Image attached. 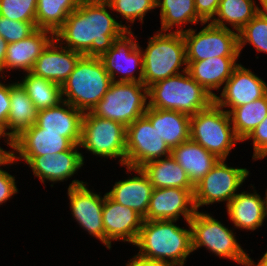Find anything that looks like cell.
<instances>
[{"mask_svg": "<svg viewBox=\"0 0 267 266\" xmlns=\"http://www.w3.org/2000/svg\"><path fill=\"white\" fill-rule=\"evenodd\" d=\"M262 4L263 9L260 12L267 18V0H259Z\"/></svg>", "mask_w": 267, "mask_h": 266, "instance_id": "7dc6e473", "label": "cell"}, {"mask_svg": "<svg viewBox=\"0 0 267 266\" xmlns=\"http://www.w3.org/2000/svg\"><path fill=\"white\" fill-rule=\"evenodd\" d=\"M110 9L119 12L125 19L134 23L138 18L143 23L144 15L156 8V0H106Z\"/></svg>", "mask_w": 267, "mask_h": 266, "instance_id": "d590c367", "label": "cell"}, {"mask_svg": "<svg viewBox=\"0 0 267 266\" xmlns=\"http://www.w3.org/2000/svg\"><path fill=\"white\" fill-rule=\"evenodd\" d=\"M229 114L234 133L243 142L267 116V94L234 108Z\"/></svg>", "mask_w": 267, "mask_h": 266, "instance_id": "4dcf8cb0", "label": "cell"}, {"mask_svg": "<svg viewBox=\"0 0 267 266\" xmlns=\"http://www.w3.org/2000/svg\"><path fill=\"white\" fill-rule=\"evenodd\" d=\"M143 82L112 81L103 98L91 110L97 117L120 122L125 127L144 116L149 103Z\"/></svg>", "mask_w": 267, "mask_h": 266, "instance_id": "52a82bcc", "label": "cell"}, {"mask_svg": "<svg viewBox=\"0 0 267 266\" xmlns=\"http://www.w3.org/2000/svg\"><path fill=\"white\" fill-rule=\"evenodd\" d=\"M230 114L215 102L190 118V139L213 153L227 159L230 150L240 140L231 125Z\"/></svg>", "mask_w": 267, "mask_h": 266, "instance_id": "8992f818", "label": "cell"}, {"mask_svg": "<svg viewBox=\"0 0 267 266\" xmlns=\"http://www.w3.org/2000/svg\"><path fill=\"white\" fill-rule=\"evenodd\" d=\"M7 47L8 43L0 36V73L1 71L4 72V61L6 57Z\"/></svg>", "mask_w": 267, "mask_h": 266, "instance_id": "f6af8a7d", "label": "cell"}, {"mask_svg": "<svg viewBox=\"0 0 267 266\" xmlns=\"http://www.w3.org/2000/svg\"><path fill=\"white\" fill-rule=\"evenodd\" d=\"M220 0H195L197 15L206 23L212 20L217 13ZM215 15V16H214Z\"/></svg>", "mask_w": 267, "mask_h": 266, "instance_id": "60d3db41", "label": "cell"}, {"mask_svg": "<svg viewBox=\"0 0 267 266\" xmlns=\"http://www.w3.org/2000/svg\"><path fill=\"white\" fill-rule=\"evenodd\" d=\"M253 140V159H263L267 156V116L245 139Z\"/></svg>", "mask_w": 267, "mask_h": 266, "instance_id": "f35d334b", "label": "cell"}, {"mask_svg": "<svg viewBox=\"0 0 267 266\" xmlns=\"http://www.w3.org/2000/svg\"><path fill=\"white\" fill-rule=\"evenodd\" d=\"M265 205H266V212H267V190H266V195H265Z\"/></svg>", "mask_w": 267, "mask_h": 266, "instance_id": "c3c4849f", "label": "cell"}, {"mask_svg": "<svg viewBox=\"0 0 267 266\" xmlns=\"http://www.w3.org/2000/svg\"><path fill=\"white\" fill-rule=\"evenodd\" d=\"M49 34L51 35L48 36ZM53 39V32L37 29L25 39L15 43H8L4 69H22L29 73L35 61Z\"/></svg>", "mask_w": 267, "mask_h": 266, "instance_id": "603a6c76", "label": "cell"}, {"mask_svg": "<svg viewBox=\"0 0 267 266\" xmlns=\"http://www.w3.org/2000/svg\"><path fill=\"white\" fill-rule=\"evenodd\" d=\"M13 160V151H5L3 148L0 147V166L14 164ZM0 170H2L0 168Z\"/></svg>", "mask_w": 267, "mask_h": 266, "instance_id": "ee69618b", "label": "cell"}, {"mask_svg": "<svg viewBox=\"0 0 267 266\" xmlns=\"http://www.w3.org/2000/svg\"><path fill=\"white\" fill-rule=\"evenodd\" d=\"M238 57H211L201 61H187V71L208 93L215 97L213 89H220L221 85L232 76L233 70L239 65Z\"/></svg>", "mask_w": 267, "mask_h": 266, "instance_id": "cb8c5ba5", "label": "cell"}, {"mask_svg": "<svg viewBox=\"0 0 267 266\" xmlns=\"http://www.w3.org/2000/svg\"><path fill=\"white\" fill-rule=\"evenodd\" d=\"M224 85L221 97L216 95L214 102L222 109L230 107V110H226L228 113L267 94V84L241 64L233 70Z\"/></svg>", "mask_w": 267, "mask_h": 266, "instance_id": "e0dca14e", "label": "cell"}, {"mask_svg": "<svg viewBox=\"0 0 267 266\" xmlns=\"http://www.w3.org/2000/svg\"><path fill=\"white\" fill-rule=\"evenodd\" d=\"M24 77L19 83L26 90L38 111L57 106L63 101L61 85L30 72Z\"/></svg>", "mask_w": 267, "mask_h": 266, "instance_id": "836d02e7", "label": "cell"}, {"mask_svg": "<svg viewBox=\"0 0 267 266\" xmlns=\"http://www.w3.org/2000/svg\"><path fill=\"white\" fill-rule=\"evenodd\" d=\"M74 144L63 133L43 132L33 124L12 141L13 152L19 156H41L69 150Z\"/></svg>", "mask_w": 267, "mask_h": 266, "instance_id": "44dd1931", "label": "cell"}, {"mask_svg": "<svg viewBox=\"0 0 267 266\" xmlns=\"http://www.w3.org/2000/svg\"><path fill=\"white\" fill-rule=\"evenodd\" d=\"M144 50L142 82L147 88L163 79L180 74V67L187 66L182 32L159 31L149 38Z\"/></svg>", "mask_w": 267, "mask_h": 266, "instance_id": "5b68a950", "label": "cell"}, {"mask_svg": "<svg viewBox=\"0 0 267 266\" xmlns=\"http://www.w3.org/2000/svg\"><path fill=\"white\" fill-rule=\"evenodd\" d=\"M81 0H37L36 27L55 33Z\"/></svg>", "mask_w": 267, "mask_h": 266, "instance_id": "1f68e13d", "label": "cell"}, {"mask_svg": "<svg viewBox=\"0 0 267 266\" xmlns=\"http://www.w3.org/2000/svg\"><path fill=\"white\" fill-rule=\"evenodd\" d=\"M1 78V77H0ZM10 111V84L0 82V133L5 137L6 124Z\"/></svg>", "mask_w": 267, "mask_h": 266, "instance_id": "ab89813d", "label": "cell"}, {"mask_svg": "<svg viewBox=\"0 0 267 266\" xmlns=\"http://www.w3.org/2000/svg\"><path fill=\"white\" fill-rule=\"evenodd\" d=\"M170 155L171 149L145 116L126 127V167L141 168Z\"/></svg>", "mask_w": 267, "mask_h": 266, "instance_id": "7c38bea8", "label": "cell"}, {"mask_svg": "<svg viewBox=\"0 0 267 266\" xmlns=\"http://www.w3.org/2000/svg\"><path fill=\"white\" fill-rule=\"evenodd\" d=\"M181 71L148 88L149 107L192 116L214 102V97L190 76L187 66Z\"/></svg>", "mask_w": 267, "mask_h": 266, "instance_id": "3957f363", "label": "cell"}, {"mask_svg": "<svg viewBox=\"0 0 267 266\" xmlns=\"http://www.w3.org/2000/svg\"><path fill=\"white\" fill-rule=\"evenodd\" d=\"M238 42L239 53L246 43L252 44L258 52L267 53V18L260 11L238 32Z\"/></svg>", "mask_w": 267, "mask_h": 266, "instance_id": "e575fe53", "label": "cell"}, {"mask_svg": "<svg viewBox=\"0 0 267 266\" xmlns=\"http://www.w3.org/2000/svg\"><path fill=\"white\" fill-rule=\"evenodd\" d=\"M37 0H0V15L16 21H36Z\"/></svg>", "mask_w": 267, "mask_h": 266, "instance_id": "8d00e7d4", "label": "cell"}, {"mask_svg": "<svg viewBox=\"0 0 267 266\" xmlns=\"http://www.w3.org/2000/svg\"><path fill=\"white\" fill-rule=\"evenodd\" d=\"M156 7L160 8L161 31L172 30L186 23L206 24L196 13L195 0H156Z\"/></svg>", "mask_w": 267, "mask_h": 266, "instance_id": "d6a6232c", "label": "cell"}, {"mask_svg": "<svg viewBox=\"0 0 267 266\" xmlns=\"http://www.w3.org/2000/svg\"><path fill=\"white\" fill-rule=\"evenodd\" d=\"M100 59L112 81L142 82L143 53L131 30H126L121 36L116 38L112 47ZM137 66L140 67L138 78L134 75L136 68H138ZM115 73L124 75L119 80H116Z\"/></svg>", "mask_w": 267, "mask_h": 266, "instance_id": "4fadbf2b", "label": "cell"}, {"mask_svg": "<svg viewBox=\"0 0 267 266\" xmlns=\"http://www.w3.org/2000/svg\"><path fill=\"white\" fill-rule=\"evenodd\" d=\"M247 266H267V251L262 256V258L258 261V264H255L254 261L250 257H248V264Z\"/></svg>", "mask_w": 267, "mask_h": 266, "instance_id": "bcb514c9", "label": "cell"}, {"mask_svg": "<svg viewBox=\"0 0 267 266\" xmlns=\"http://www.w3.org/2000/svg\"><path fill=\"white\" fill-rule=\"evenodd\" d=\"M260 11L252 0H220L217 10V17L211 20V24L228 28L225 22L229 23L237 33Z\"/></svg>", "mask_w": 267, "mask_h": 266, "instance_id": "f546056e", "label": "cell"}, {"mask_svg": "<svg viewBox=\"0 0 267 266\" xmlns=\"http://www.w3.org/2000/svg\"><path fill=\"white\" fill-rule=\"evenodd\" d=\"M102 218L105 246L111 248V240H122L135 244L144 218L132 208L123 206L104 195Z\"/></svg>", "mask_w": 267, "mask_h": 266, "instance_id": "2e32d148", "label": "cell"}, {"mask_svg": "<svg viewBox=\"0 0 267 266\" xmlns=\"http://www.w3.org/2000/svg\"><path fill=\"white\" fill-rule=\"evenodd\" d=\"M126 168L129 172L133 170L138 176L116 182L106 194L115 202L132 208L145 218L154 189L153 185L141 168Z\"/></svg>", "mask_w": 267, "mask_h": 266, "instance_id": "7402d4cb", "label": "cell"}, {"mask_svg": "<svg viewBox=\"0 0 267 266\" xmlns=\"http://www.w3.org/2000/svg\"><path fill=\"white\" fill-rule=\"evenodd\" d=\"M54 38L35 61L32 73L35 76L62 85L75 69L83 54L64 46L56 45Z\"/></svg>", "mask_w": 267, "mask_h": 266, "instance_id": "d6986e66", "label": "cell"}, {"mask_svg": "<svg viewBox=\"0 0 267 266\" xmlns=\"http://www.w3.org/2000/svg\"><path fill=\"white\" fill-rule=\"evenodd\" d=\"M141 169L148 176L153 188L189 189L194 194L195 186L172 155L164 157V159L150 161Z\"/></svg>", "mask_w": 267, "mask_h": 266, "instance_id": "f1b7e54d", "label": "cell"}, {"mask_svg": "<svg viewBox=\"0 0 267 266\" xmlns=\"http://www.w3.org/2000/svg\"><path fill=\"white\" fill-rule=\"evenodd\" d=\"M111 83L101 59L83 55L61 85L62 99L76 109L88 112L103 98Z\"/></svg>", "mask_w": 267, "mask_h": 266, "instance_id": "277c9868", "label": "cell"}, {"mask_svg": "<svg viewBox=\"0 0 267 266\" xmlns=\"http://www.w3.org/2000/svg\"><path fill=\"white\" fill-rule=\"evenodd\" d=\"M36 30V21H16L0 15V36L7 43L25 39Z\"/></svg>", "mask_w": 267, "mask_h": 266, "instance_id": "74e56055", "label": "cell"}, {"mask_svg": "<svg viewBox=\"0 0 267 266\" xmlns=\"http://www.w3.org/2000/svg\"><path fill=\"white\" fill-rule=\"evenodd\" d=\"M77 147L80 148L79 145H73L64 152L41 156H17L13 152V160L23 159L42 183H45V179L50 182L64 181L84 165V157Z\"/></svg>", "mask_w": 267, "mask_h": 266, "instance_id": "9a60e30c", "label": "cell"}, {"mask_svg": "<svg viewBox=\"0 0 267 266\" xmlns=\"http://www.w3.org/2000/svg\"><path fill=\"white\" fill-rule=\"evenodd\" d=\"M79 147L105 158L126 159V127L120 122L97 117L91 111L84 112Z\"/></svg>", "mask_w": 267, "mask_h": 266, "instance_id": "9c48e42d", "label": "cell"}, {"mask_svg": "<svg viewBox=\"0 0 267 266\" xmlns=\"http://www.w3.org/2000/svg\"><path fill=\"white\" fill-rule=\"evenodd\" d=\"M175 222L144 220L134 244L140 249L137 254L183 266L187 256L193 252L191 228H180Z\"/></svg>", "mask_w": 267, "mask_h": 266, "instance_id": "7a4b0ae2", "label": "cell"}, {"mask_svg": "<svg viewBox=\"0 0 267 266\" xmlns=\"http://www.w3.org/2000/svg\"><path fill=\"white\" fill-rule=\"evenodd\" d=\"M38 110L29 98L26 90L19 82L10 84V111L6 130L7 145L12 148V141L23 131L36 123Z\"/></svg>", "mask_w": 267, "mask_h": 266, "instance_id": "484cf974", "label": "cell"}, {"mask_svg": "<svg viewBox=\"0 0 267 266\" xmlns=\"http://www.w3.org/2000/svg\"><path fill=\"white\" fill-rule=\"evenodd\" d=\"M144 116L156 128L160 137L172 150L190 139L191 116L173 110H163L149 107Z\"/></svg>", "mask_w": 267, "mask_h": 266, "instance_id": "d4e9b609", "label": "cell"}, {"mask_svg": "<svg viewBox=\"0 0 267 266\" xmlns=\"http://www.w3.org/2000/svg\"><path fill=\"white\" fill-rule=\"evenodd\" d=\"M187 223L191 228L193 251L204 246L217 256L247 266L249 256L235 239L232 230H229L220 221L209 214L196 211Z\"/></svg>", "mask_w": 267, "mask_h": 266, "instance_id": "ba28073f", "label": "cell"}, {"mask_svg": "<svg viewBox=\"0 0 267 266\" xmlns=\"http://www.w3.org/2000/svg\"><path fill=\"white\" fill-rule=\"evenodd\" d=\"M226 207L229 218L237 228L254 231L262 226L267 216L265 199L256 192L237 193Z\"/></svg>", "mask_w": 267, "mask_h": 266, "instance_id": "83f0119b", "label": "cell"}, {"mask_svg": "<svg viewBox=\"0 0 267 266\" xmlns=\"http://www.w3.org/2000/svg\"><path fill=\"white\" fill-rule=\"evenodd\" d=\"M67 191L75 220L91 236L105 244L102 218L104 197L93 193L85 186V182L79 180H73Z\"/></svg>", "mask_w": 267, "mask_h": 266, "instance_id": "5bb4252c", "label": "cell"}, {"mask_svg": "<svg viewBox=\"0 0 267 266\" xmlns=\"http://www.w3.org/2000/svg\"><path fill=\"white\" fill-rule=\"evenodd\" d=\"M172 157L188 174L195 186L220 160L213 153L189 139L171 150Z\"/></svg>", "mask_w": 267, "mask_h": 266, "instance_id": "4316f807", "label": "cell"}, {"mask_svg": "<svg viewBox=\"0 0 267 266\" xmlns=\"http://www.w3.org/2000/svg\"><path fill=\"white\" fill-rule=\"evenodd\" d=\"M106 0H81L64 24L54 33L60 45L88 57H101L116 38L130 26L116 21L107 10ZM66 42V43H63Z\"/></svg>", "mask_w": 267, "mask_h": 266, "instance_id": "6da1fadb", "label": "cell"}, {"mask_svg": "<svg viewBox=\"0 0 267 266\" xmlns=\"http://www.w3.org/2000/svg\"><path fill=\"white\" fill-rule=\"evenodd\" d=\"M83 115V111L62 101L57 106L39 110L35 124L43 128V132L63 133L74 145H79Z\"/></svg>", "mask_w": 267, "mask_h": 266, "instance_id": "ffe728a7", "label": "cell"}, {"mask_svg": "<svg viewBox=\"0 0 267 266\" xmlns=\"http://www.w3.org/2000/svg\"><path fill=\"white\" fill-rule=\"evenodd\" d=\"M185 46L186 61H201L211 57H239L238 33L230 28H223L208 23L197 34L196 30L180 26Z\"/></svg>", "mask_w": 267, "mask_h": 266, "instance_id": "30bf717a", "label": "cell"}, {"mask_svg": "<svg viewBox=\"0 0 267 266\" xmlns=\"http://www.w3.org/2000/svg\"><path fill=\"white\" fill-rule=\"evenodd\" d=\"M126 265L127 266H175L174 264L167 261L149 259L138 254L135 255L133 259H131L130 262H128V264Z\"/></svg>", "mask_w": 267, "mask_h": 266, "instance_id": "7bdbcfd3", "label": "cell"}, {"mask_svg": "<svg viewBox=\"0 0 267 266\" xmlns=\"http://www.w3.org/2000/svg\"><path fill=\"white\" fill-rule=\"evenodd\" d=\"M194 194L189 189L154 188L144 220H175L180 215L188 222L195 214Z\"/></svg>", "mask_w": 267, "mask_h": 266, "instance_id": "ac0fdd59", "label": "cell"}, {"mask_svg": "<svg viewBox=\"0 0 267 266\" xmlns=\"http://www.w3.org/2000/svg\"><path fill=\"white\" fill-rule=\"evenodd\" d=\"M17 192L15 177L4 170H0V204L2 205Z\"/></svg>", "mask_w": 267, "mask_h": 266, "instance_id": "b9f144b4", "label": "cell"}, {"mask_svg": "<svg viewBox=\"0 0 267 266\" xmlns=\"http://www.w3.org/2000/svg\"><path fill=\"white\" fill-rule=\"evenodd\" d=\"M249 171L245 168H232L220 159L216 165L195 185L194 205L196 211L203 205L229 201L245 181Z\"/></svg>", "mask_w": 267, "mask_h": 266, "instance_id": "8fae6325", "label": "cell"}]
</instances>
